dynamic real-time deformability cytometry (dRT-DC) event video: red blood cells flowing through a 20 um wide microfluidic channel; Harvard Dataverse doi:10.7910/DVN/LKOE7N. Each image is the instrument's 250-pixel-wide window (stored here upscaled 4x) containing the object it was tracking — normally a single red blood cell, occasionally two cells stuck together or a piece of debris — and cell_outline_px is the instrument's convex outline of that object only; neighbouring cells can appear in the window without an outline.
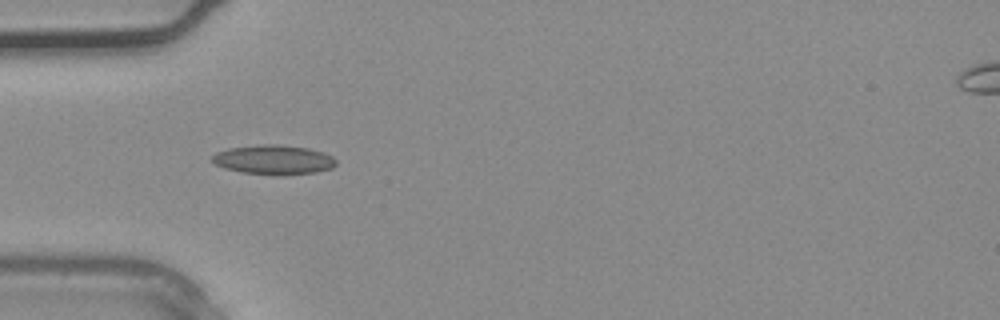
{"species": "common noctule bat (a hibernating species)", "species_latin": "Nyctalus noctula", "temperature_condition": "warm", "stored_images_in_passage": 16, "camera_frame_rate_fps": 3000, "um_per_image_px": 0.085, "animal": {"sex": "male", "body_mass_g": 20.4}, "frame": {"image": 1, "passage_image": 3, "time_ms": 0.667, "image_size_px": [1000, 320], "cell_outline_px": [[336, 164], [332, 168], [316, 172], [240, 172], [224, 168], [216, 164], [212, 160], [212, 156], [216, 152], [228, 148], [260, 144], [276, 144], [308, 148], [324, 152], [332, 156], [336, 160]], "centroid_in_image_um": [23.24, 13.52], "position_along_channel_um": 61.8, "area_um2": 20.4}}